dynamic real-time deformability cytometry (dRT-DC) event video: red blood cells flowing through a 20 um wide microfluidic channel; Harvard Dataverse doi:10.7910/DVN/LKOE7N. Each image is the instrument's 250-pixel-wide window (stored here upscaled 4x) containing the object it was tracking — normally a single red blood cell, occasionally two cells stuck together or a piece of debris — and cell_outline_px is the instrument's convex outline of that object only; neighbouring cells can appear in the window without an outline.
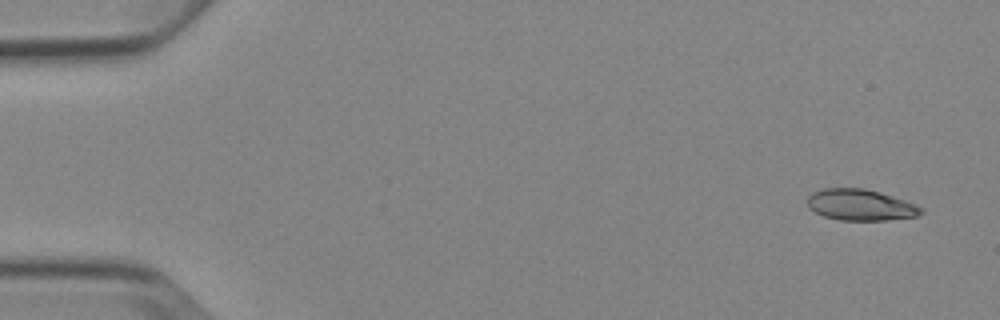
{"species": "Egyptian fruit bat (a non-hibernating species)", "species_latin": "Rousettus aegyptiacus", "temperature_condition": "cold", "stored_images_in_passage": 5, "camera_frame_rate_fps": 3000, "um_per_image_px": 0.085, "animal": {"sex": "female"}, "frame": {"image": 1, "passage_image": 1, "time_ms": 0.0, "image_size_px": [1000, 320], "cell_outline_px": [[924, 212], [916, 216], [888, 220], [840, 220], [824, 216], [808, 208], [808, 196], [812, 192], [824, 188], [864, 188], [880, 192], [916, 204], [924, 208]], "centroid_in_image_um": [73.15, 17.41], "position_along_channel_um": 11.8, "area_um2": 20.69}}
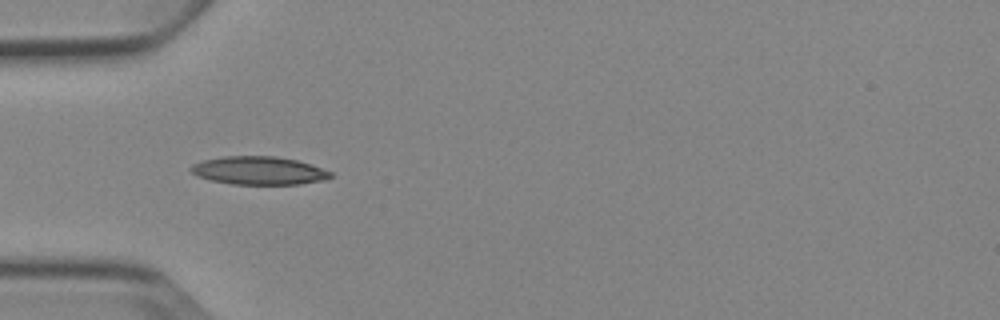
{"frame": {"image": 2, "passage_image": 5, "time_ms": 4.667, "image_size_px": [1000, 320], "cell_outline_px": [[332, 176], [324, 180], [300, 184], [232, 184], [208, 180], [196, 176], [188, 168], [192, 164], [204, 160], [224, 156], [276, 156], [296, 160], [332, 172]], "centroid_in_image_um": [21.95, 14.5], "position_along_channel_um": 63.1, "area_um2": 22.89}}